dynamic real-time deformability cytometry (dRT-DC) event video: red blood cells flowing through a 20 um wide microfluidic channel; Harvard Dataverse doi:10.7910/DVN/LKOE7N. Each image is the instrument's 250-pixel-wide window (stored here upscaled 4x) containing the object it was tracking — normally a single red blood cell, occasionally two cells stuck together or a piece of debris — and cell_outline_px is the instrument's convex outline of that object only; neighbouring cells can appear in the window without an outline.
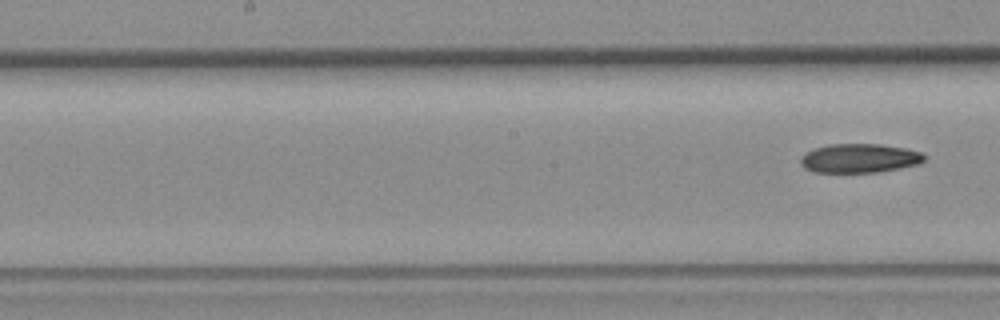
{"species": "common noctule bat (a hibernating species)", "species_latin": "Nyctalus noctula", "temperature_condition": "room temperature", "stored_images_in_passage": 9, "segment_of_instrument_passage": [2, 2], "camera_frame_rate_fps": 3000, "um_per_image_px": 0.085, "animal": {"sex": "female", "body_mass_g": 19.3, "forearm_length_mm": 54.1}, "frame": {"image": 1, "passage_image": 9, "time_ms": 10.333, "image_size_px": [1000, 320], "cell_outline_px": [[924, 160], [920, 164], [880, 172], [816, 172], [804, 168], [800, 164], [800, 156], [816, 148], [828, 144], [880, 144], [904, 148], [920, 152], [924, 156]], "centroid_in_image_um": [73.05, 13.45], "position_along_channel_um": 175.2, "area_um2": 20.87}}